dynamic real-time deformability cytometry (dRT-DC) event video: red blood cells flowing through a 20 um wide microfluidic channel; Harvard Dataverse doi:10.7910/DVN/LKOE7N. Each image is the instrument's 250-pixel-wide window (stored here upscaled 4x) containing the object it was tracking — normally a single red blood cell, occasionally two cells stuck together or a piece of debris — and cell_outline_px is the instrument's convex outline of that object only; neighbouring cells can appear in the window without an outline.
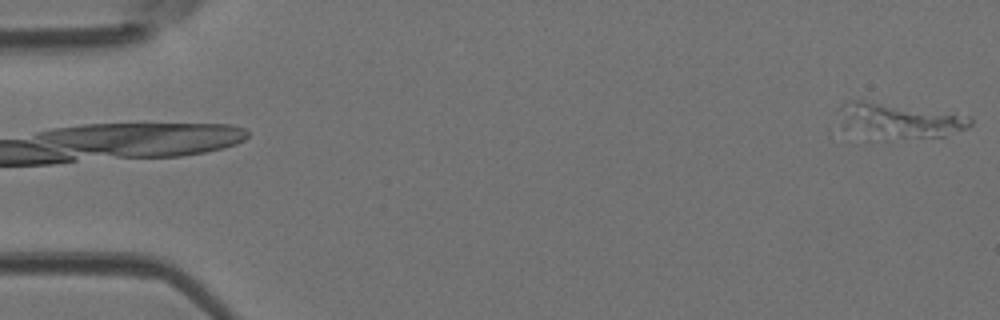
{"species": "Egyptian fruit bat (a non-hibernating species)", "species_latin": "Rousettus aegyptiacus", "temperature_condition": "room temperature", "stored_images_in_passage": 5, "camera_frame_rate_fps": 3000, "um_per_image_px": 0.085, "animal": {"sex": "female"}, "frame": {"image": 1, "passage_image": 5, "time_ms": 1.333, "image_size_px": [1000, 320], "cell_outline_px": [[972, 124], [968, 128], [944, 136], [884, 140], [868, 140], [836, 124], [840, 104], [852, 100], [864, 100], [972, 116]], "centroid_in_image_um": [76.31, 10.29], "position_along_channel_um": 8.7, "area_um2": 27.98}}